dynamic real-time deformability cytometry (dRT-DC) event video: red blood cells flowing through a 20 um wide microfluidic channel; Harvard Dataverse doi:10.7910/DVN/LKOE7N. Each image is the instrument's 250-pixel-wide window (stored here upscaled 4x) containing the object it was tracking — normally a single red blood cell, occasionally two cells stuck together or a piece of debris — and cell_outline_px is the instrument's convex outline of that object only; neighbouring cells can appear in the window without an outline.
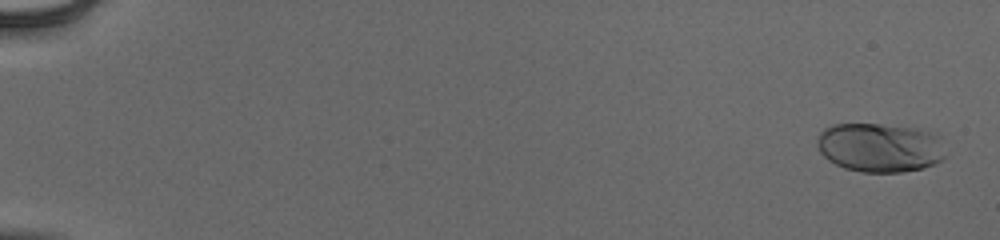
{"species": "human", "species_latin": "Homo sapiens", "temperature_condition": "cold", "stored_images_in_passage": 55, "camera_frame_rate_fps": 3000, "um_per_image_px": 0.085, "donor": {"sex": "male"}, "frame": {"image": 1, "passage_image": 2, "time_ms": 0.333, "image_size_px": [1000, 240], "cell_outline_px": [[944, 160], [924, 168], [900, 172], [860, 172], [844, 168], [828, 160], [820, 152], [816, 144], [816, 140], [820, 132], [824, 128], [832, 124], [876, 124], [916, 128], [940, 136], [944, 156]], "centroid_in_image_um": [74.76, 12.54], "position_along_channel_um": 10.2, "area_um2": 36.88}}
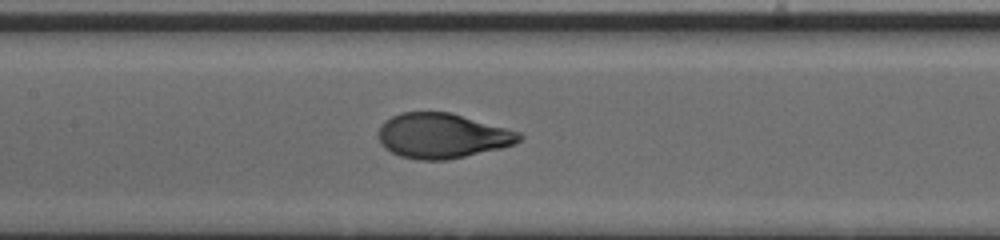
{"frame": {"image": 2, "passage_image": 29, "time_ms": 9.333, "image_size_px": [1000, 240], "cell_outline_px": [[524, 136], [516, 144], [500, 148], [448, 160], [420, 160], [400, 156], [384, 148], [380, 144], [376, 136], [376, 132], [380, 124], [384, 120], [400, 112], [448, 112], [520, 132]], "centroid_in_image_um": [37.52, 11.54], "position_along_channel_um": 169.9, "area_um2": 37.05}}
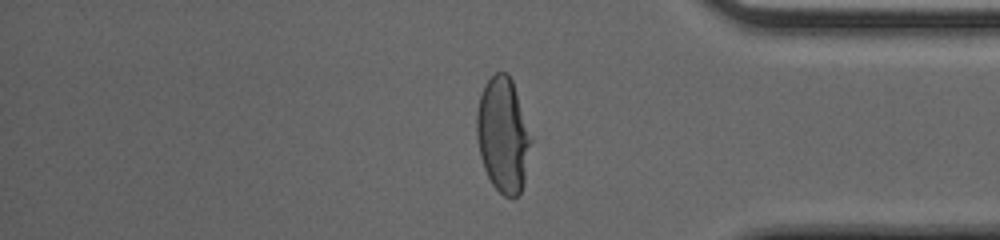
{"frame": {"image": 3, "passage_image": 47, "time_ms": 15.333, "image_size_px": [1000, 240], "cell_outline_px": [[532, 140], [524, 184], [520, 192], [516, 196], [504, 196], [492, 184], [484, 168], [480, 156], [476, 136], [476, 112], [480, 96], [484, 84], [496, 72], [508, 72], [512, 80]], "centroid_in_image_um": [42.74, 11.47], "position_along_channel_um": 392.5, "area_um2": 36.24}, "authors_computed_cell_mechanics": {"area_um2": 36.8764, "velocity_mm_per_s": 3.9188, "shape_relaxation_time_tau1_ms": 3.4856, "shape_relaxation_time_tau2_ms": null, "deformation_change_tau1": 0.1904, "deformation_change_tau2": null}}